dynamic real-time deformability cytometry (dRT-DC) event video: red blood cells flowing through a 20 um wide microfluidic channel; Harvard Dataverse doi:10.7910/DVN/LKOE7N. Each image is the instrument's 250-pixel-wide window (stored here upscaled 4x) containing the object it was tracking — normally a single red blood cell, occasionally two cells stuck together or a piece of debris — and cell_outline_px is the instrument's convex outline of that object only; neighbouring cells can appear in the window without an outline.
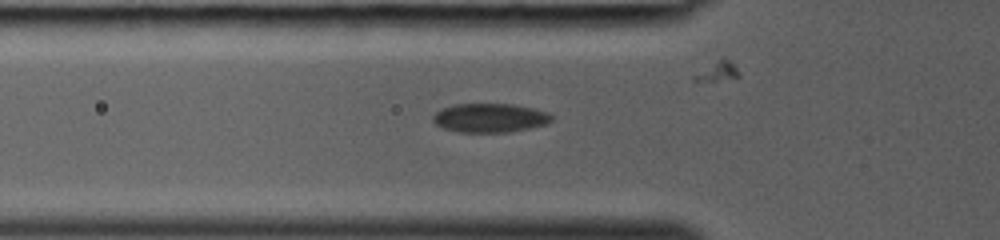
{"species": "common noctule bat (a hibernating species)", "species_latin": "Nyctalus noctula", "temperature_condition": "room temperature", "stored_images_in_passage": 33, "camera_frame_rate_fps": 3000, "um_per_image_px": 0.085, "animal": {"sex": "female", "body_mass_g": 19.0, "forearm_length_mm": 53.3}, "frame": {"image": 1, "passage_image": 12, "time_ms": 3.667, "image_size_px": [1000, 240], "cell_outline_px": [[552, 120], [548, 124], [512, 132], [456, 132], [444, 128], [436, 124], [432, 120], [432, 116], [436, 112], [452, 104], [512, 104], [532, 108], [548, 112], [552, 116]], "centroid_in_image_um": [41.65, 10.02], "position_along_channel_um": 84.1, "area_um2": 20.11}}
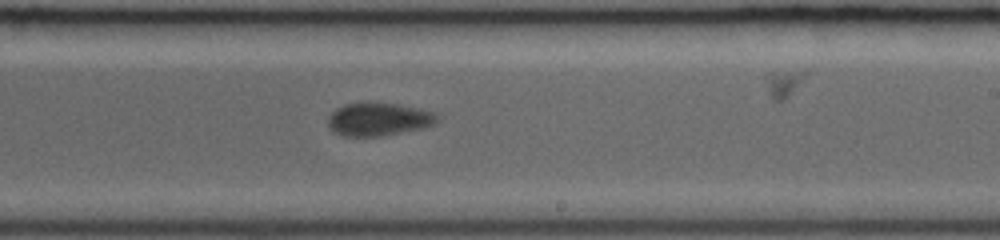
{"frame": {"image": 2, "passage_image": 22, "time_ms": 7.0, "image_size_px": [1000, 240], "cell_outline_px": [[440, 120], [436, 124], [424, 128], [384, 136], [344, 136], [332, 132], [328, 124], [328, 116], [336, 108], [344, 104], [396, 104], [436, 112], [440, 116]], "centroid_in_image_um": [32.22, 10.17], "position_along_channel_um": 256.8, "area_um2": 21.04}}
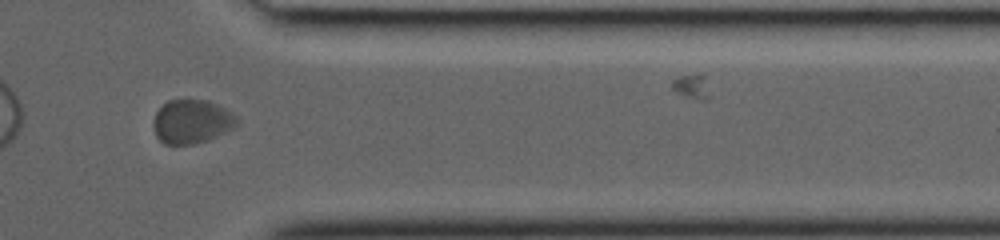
{"frame": {"image": 3, "passage_image": 30, "time_ms": 9.667, "image_size_px": [1000, 240], "cell_outline_px": [[240, 120], [236, 128], [208, 140], [192, 144], [164, 144], [156, 136], [152, 124], [152, 120], [156, 112], [168, 100], [208, 100], [232, 112]], "centroid_in_image_um": [16.32, 10.34], "position_along_channel_um": 395.1, "area_um2": 21.56}}